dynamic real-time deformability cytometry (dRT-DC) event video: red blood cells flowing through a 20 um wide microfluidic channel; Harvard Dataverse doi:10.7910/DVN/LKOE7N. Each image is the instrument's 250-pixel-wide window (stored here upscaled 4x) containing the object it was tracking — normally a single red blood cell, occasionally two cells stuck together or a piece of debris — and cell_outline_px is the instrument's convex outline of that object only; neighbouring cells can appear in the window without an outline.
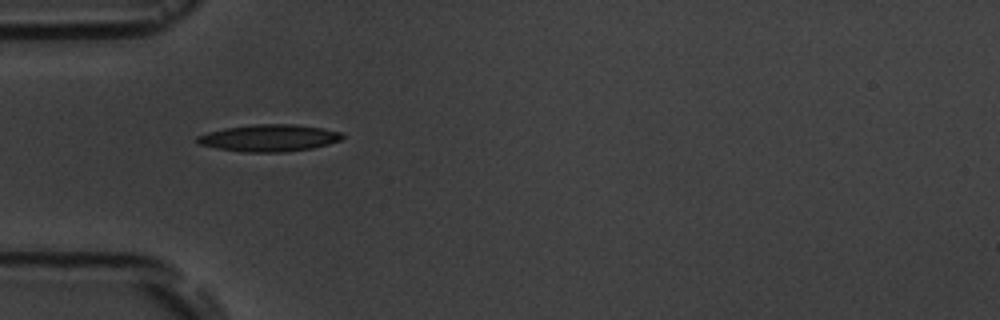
{"species": "common noctule bat (a hibernating species)", "species_latin": "Nyctalus noctula", "temperature_condition": "room temperature", "stored_images_in_passage": 2, "camera_frame_rate_fps": 3000, "um_per_image_px": 0.085, "animal": {"sex": "male", "body_mass_g": 19.5, "forearm_length_mm": 54.6}, "frame": {"image": 1, "passage_image": 1, "time_ms": 0.0, "image_size_px": [1000, 320], "cell_outline_px": [[344, 136], [340, 140], [328, 144], [312, 148], [284, 152], [244, 152], [216, 148], [196, 144], [196, 136], [208, 132], [224, 128], [252, 124], [296, 124], [324, 128], [344, 132]], "centroid_in_image_um": [22.87, 11.72], "position_along_channel_um": 62.1, "area_um2": 23.06}}
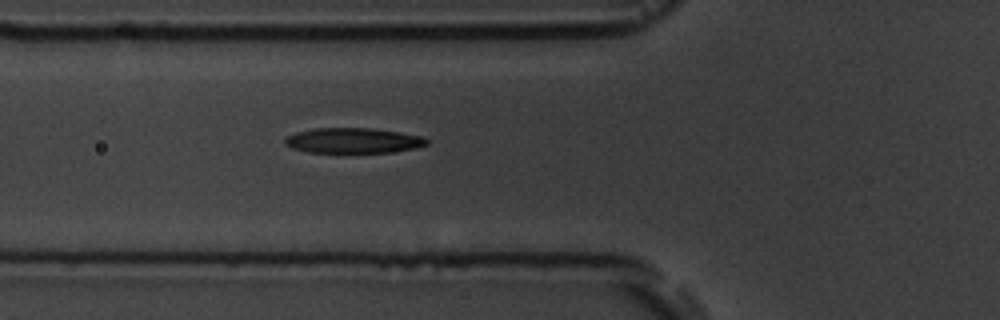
{"frame": {"image": 2, "passage_image": 2, "time_ms": 1.0, "image_size_px": [1000, 320], "cell_outline_px": [[428, 144], [416, 148], [388, 152], [308, 152], [292, 148], [284, 144], [284, 136], [296, 132], [312, 128], [372, 128], [400, 132], [420, 136], [428, 140]], "centroid_in_image_um": [29.97, 11.94], "position_along_channel_um": 95.8, "area_um2": 20.87}}